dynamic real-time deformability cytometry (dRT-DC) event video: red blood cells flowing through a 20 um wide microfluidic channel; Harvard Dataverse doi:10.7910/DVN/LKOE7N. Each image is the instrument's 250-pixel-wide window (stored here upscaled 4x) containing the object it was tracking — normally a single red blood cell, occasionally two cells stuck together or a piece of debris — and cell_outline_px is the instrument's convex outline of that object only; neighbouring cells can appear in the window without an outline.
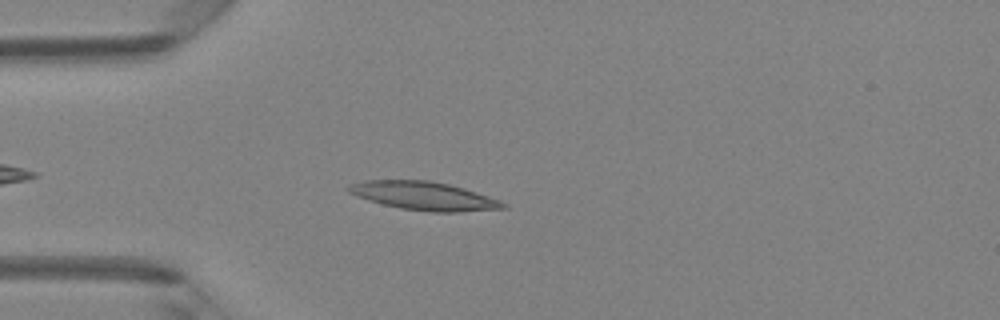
{"species": "Egyptian fruit bat (a non-hibernating species)", "species_latin": "Rousettus aegyptiacus", "temperature_condition": "room temperature", "stored_images_in_passage": 40, "camera_frame_rate_fps": 3000, "um_per_image_px": 0.085, "animal": {"sex": "female"}, "frame": {"image": 1, "passage_image": 5, "time_ms": 1.333, "image_size_px": [1000, 320], "cell_outline_px": [[508, 208], [460, 212], [432, 212], [400, 208], [368, 200], [356, 196], [348, 192], [344, 188], [352, 184], [364, 180], [428, 180], [448, 184], [464, 188], [500, 200], [508, 204]], "centroid_in_image_um": [36.05, 16.65], "position_along_channel_um": 49.0, "area_um2": 25.61}}
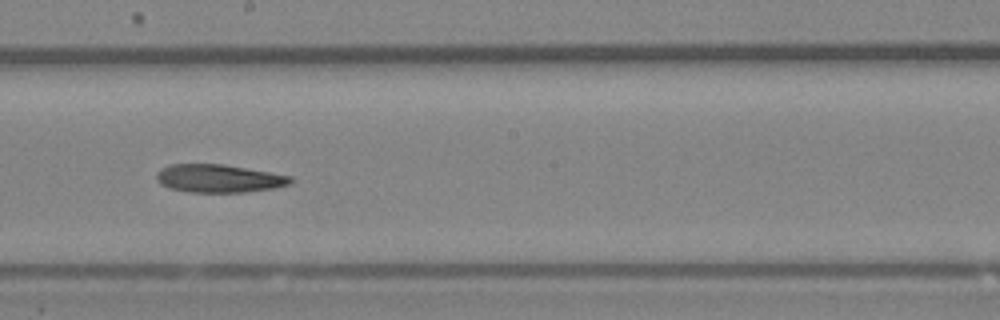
{"frame": {"image": 2, "passage_image": 19, "time_ms": 6.0, "image_size_px": [1000, 320], "cell_outline_px": [[292, 184], [272, 188], [244, 192], [188, 192], [168, 188], [160, 184], [156, 180], [156, 172], [160, 168], [168, 164], [224, 164], [292, 176]], "centroid_in_image_um": [18.55, 15.16], "position_along_channel_um": 229.7, "area_um2": 22.08}}
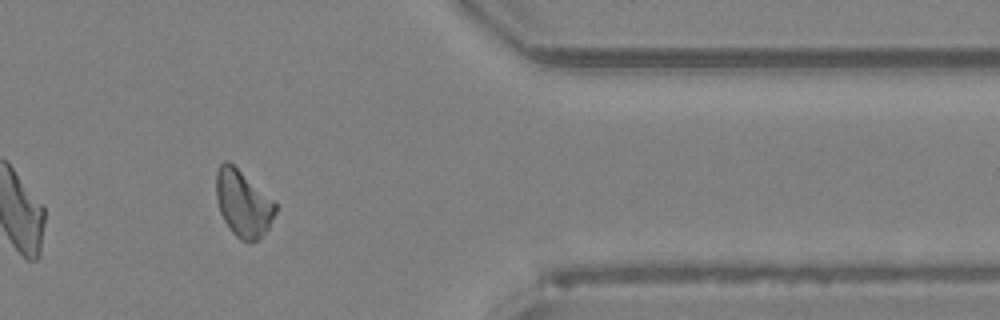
{"frame": {"image": 3, "passage_image": 32, "time_ms": 10.333, "image_size_px": [1000, 320], "cell_outline_px": [[276, 212], [268, 228], [256, 240], [248, 244], [240, 240], [232, 232], [224, 220], [220, 212], [216, 200], [216, 172], [220, 164], [224, 160], [228, 160], [276, 200]], "centroid_in_image_um": [20.67, 17.28], "position_along_channel_um": 390.7, "area_um2": 23.29}}